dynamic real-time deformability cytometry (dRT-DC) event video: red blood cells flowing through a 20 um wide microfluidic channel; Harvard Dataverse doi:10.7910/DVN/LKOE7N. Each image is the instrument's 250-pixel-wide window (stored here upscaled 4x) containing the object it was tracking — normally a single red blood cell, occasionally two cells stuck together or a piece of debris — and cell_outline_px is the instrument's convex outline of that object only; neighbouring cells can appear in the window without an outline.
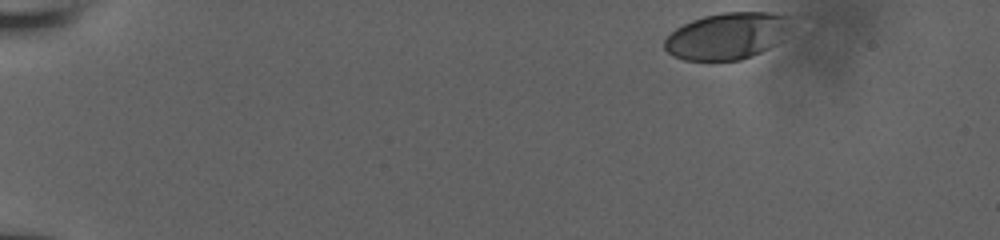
{"species": "human", "species_latin": "Homo sapiens", "temperature_condition": "room temperature", "stored_images_in_passage": 8, "camera_frame_rate_fps": 3000, "um_per_image_px": 0.085, "donor": {"sex": "male"}, "frame": {"image": 1, "passage_image": 1, "time_ms": 0.0, "image_size_px": [1000, 240], "cell_outline_px": [[800, 16], [768, 48], [752, 56], [740, 60], [684, 60], [672, 56], [664, 48], [664, 40], [676, 28], [692, 20], [704, 16], [724, 12], [772, 12]], "centroid_in_image_um": [61.83, 3.02], "position_along_channel_um": 23.2, "area_um2": 34.45}}
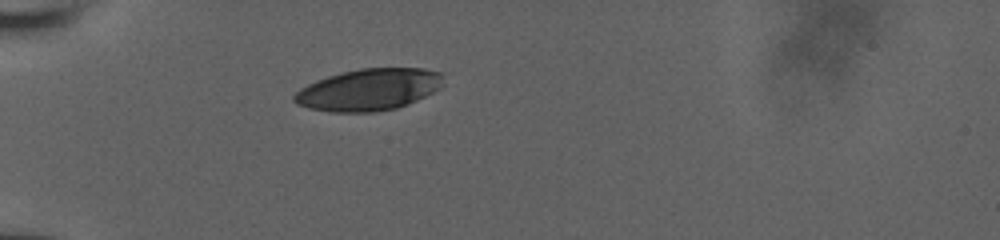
{"frame": {"image": 2, "passage_image": 7, "time_ms": 3.667, "image_size_px": [1000, 240], "cell_outline_px": [[444, 72], [440, 88], [408, 104], [396, 108], [372, 112], [332, 112], [308, 108], [296, 104], [292, 100], [292, 96], [300, 88], [316, 80], [328, 76], [360, 68], [424, 68]], "centroid_in_image_um": [31.33, 7.61], "position_along_channel_um": 53.7, "area_um2": 36.36}}